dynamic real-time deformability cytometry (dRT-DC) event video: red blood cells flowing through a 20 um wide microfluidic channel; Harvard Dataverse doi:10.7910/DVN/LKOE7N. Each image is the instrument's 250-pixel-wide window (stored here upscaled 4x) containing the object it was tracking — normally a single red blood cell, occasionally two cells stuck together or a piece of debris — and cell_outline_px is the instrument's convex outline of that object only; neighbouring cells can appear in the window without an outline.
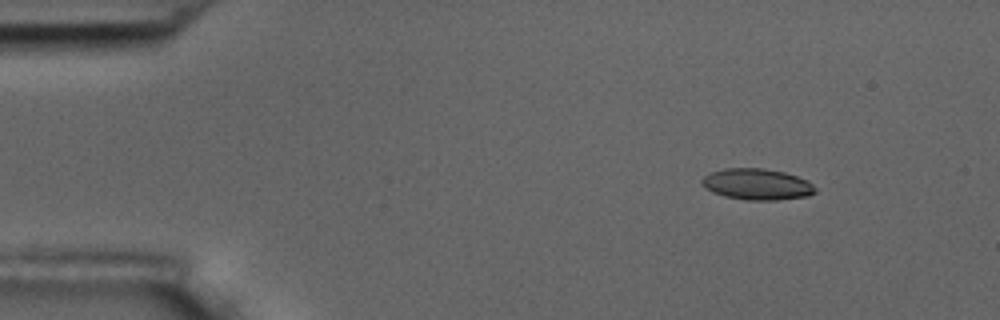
{"species": "common noctule bat (a hibernating species)", "species_latin": "Nyctalus noctula", "temperature_condition": "room temperature", "stored_images_in_passage": 4, "camera_frame_rate_fps": 3000, "um_per_image_px": 0.085, "animal": {"sex": "male", "body_mass_g": 17.5, "forearm_length_mm": 52.3}, "frame": {"image": 1, "passage_image": 1, "time_ms": 0.0, "image_size_px": [1000, 320], "cell_outline_px": [[816, 192], [808, 196], [776, 200], [744, 200], [724, 196], [712, 192], [700, 184], [700, 180], [704, 176], [712, 172], [724, 168], [764, 168], [784, 172], [808, 180], [816, 188]], "centroid_in_image_um": [64.33, 15.66], "position_along_channel_um": 20.7, "area_um2": 20.75}}
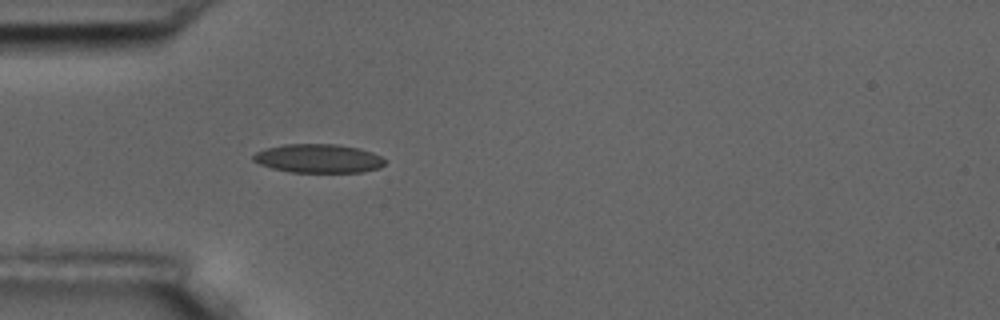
{"frame": {"image": 2, "passage_image": 4, "time_ms": 3.333, "image_size_px": [1000, 320], "cell_outline_px": [[384, 164], [380, 168], [360, 172], [292, 172], [272, 168], [260, 164], [252, 160], [252, 156], [256, 152], [268, 148], [284, 144], [336, 144], [360, 148], [372, 152], [380, 156], [384, 160]], "centroid_in_image_um": [27.07, 13.47], "position_along_channel_um": 57.9, "area_um2": 21.96}}